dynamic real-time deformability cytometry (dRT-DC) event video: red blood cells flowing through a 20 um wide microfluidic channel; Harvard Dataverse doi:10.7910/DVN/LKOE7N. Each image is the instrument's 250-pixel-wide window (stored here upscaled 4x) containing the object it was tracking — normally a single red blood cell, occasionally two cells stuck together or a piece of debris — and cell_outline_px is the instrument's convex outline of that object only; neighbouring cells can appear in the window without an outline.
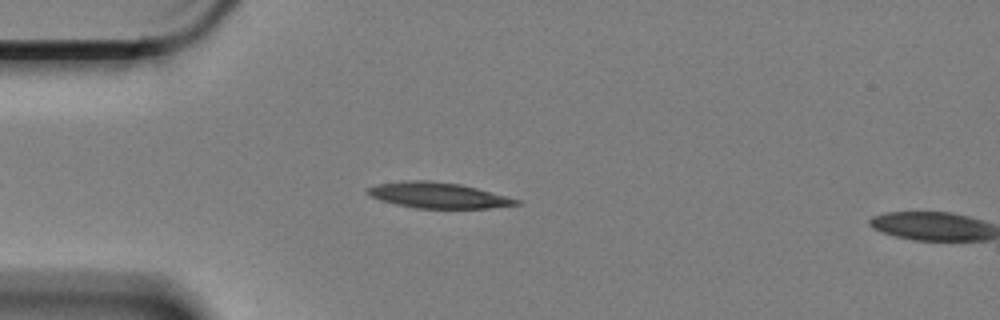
{"species": "Egyptian fruit bat (a non-hibernating species)", "species_latin": "Rousettus aegyptiacus", "temperature_condition": "cold", "stored_images_in_passage": 11, "camera_frame_rate_fps": 3000, "um_per_image_px": 0.085, "animal": {"sex": "female"}, "frame": {"image": 1, "passage_image": 9, "time_ms": 2.667, "image_size_px": [1000, 320], "cell_outline_px": [[520, 204], [488, 208], [416, 208], [396, 204], [380, 200], [372, 196], [368, 192], [368, 188], [380, 184], [412, 180], [428, 180], [460, 184], [476, 188], [520, 200]], "centroid_in_image_um": [37.26, 16.6], "position_along_channel_um": 47.7, "area_um2": 21.73}}